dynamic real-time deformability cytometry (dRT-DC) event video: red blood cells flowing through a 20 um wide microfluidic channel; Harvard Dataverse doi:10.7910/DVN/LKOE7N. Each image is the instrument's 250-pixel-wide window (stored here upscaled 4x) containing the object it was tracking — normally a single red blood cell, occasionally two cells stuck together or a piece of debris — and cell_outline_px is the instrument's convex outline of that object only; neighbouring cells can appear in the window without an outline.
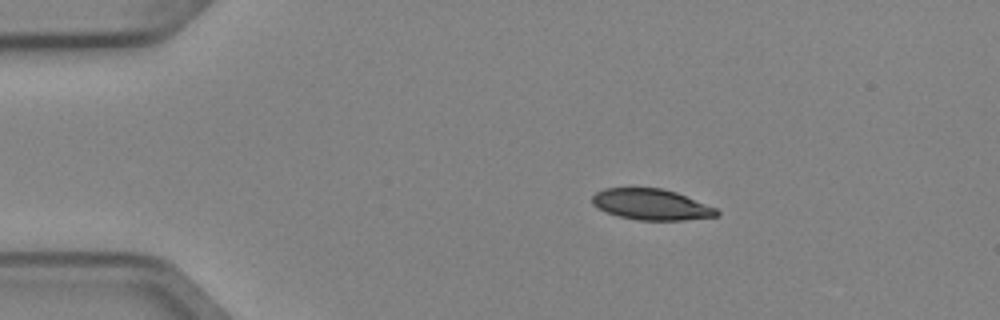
{"species": "Egyptian fruit bat (a non-hibernating species)", "species_latin": "Rousettus aegyptiacus", "temperature_condition": "cold", "stored_images_in_passage": 2, "camera_frame_rate_fps": 3000, "um_per_image_px": 0.085, "animal": {"sex": "female"}, "frame": {"image": 1, "passage_image": 1, "time_ms": 0.0, "image_size_px": [1000, 320], "cell_outline_px": [[720, 216], [684, 220], [640, 220], [620, 216], [608, 212], [592, 204], [592, 196], [596, 192], [604, 188], [660, 188], [676, 192], [716, 208], [720, 212]], "centroid_in_image_um": [55.39, 17.38], "position_along_channel_um": 29.6, "area_um2": 22.25}}